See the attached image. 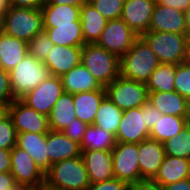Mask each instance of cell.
Listing matches in <instances>:
<instances>
[{"label":"cell","mask_w":190,"mask_h":190,"mask_svg":"<svg viewBox=\"0 0 190 190\" xmlns=\"http://www.w3.org/2000/svg\"><path fill=\"white\" fill-rule=\"evenodd\" d=\"M88 172L81 156L53 163L45 173V188L54 190H87Z\"/></svg>","instance_id":"cell-1"},{"label":"cell","mask_w":190,"mask_h":190,"mask_svg":"<svg viewBox=\"0 0 190 190\" xmlns=\"http://www.w3.org/2000/svg\"><path fill=\"white\" fill-rule=\"evenodd\" d=\"M141 37L160 63L177 65L190 60V37L187 34L148 31Z\"/></svg>","instance_id":"cell-2"},{"label":"cell","mask_w":190,"mask_h":190,"mask_svg":"<svg viewBox=\"0 0 190 190\" xmlns=\"http://www.w3.org/2000/svg\"><path fill=\"white\" fill-rule=\"evenodd\" d=\"M160 64L147 42L139 36L133 47L120 58V75L145 83Z\"/></svg>","instance_id":"cell-3"},{"label":"cell","mask_w":190,"mask_h":190,"mask_svg":"<svg viewBox=\"0 0 190 190\" xmlns=\"http://www.w3.org/2000/svg\"><path fill=\"white\" fill-rule=\"evenodd\" d=\"M80 63L102 87H106L120 75V58L97 43L82 46Z\"/></svg>","instance_id":"cell-4"},{"label":"cell","mask_w":190,"mask_h":190,"mask_svg":"<svg viewBox=\"0 0 190 190\" xmlns=\"http://www.w3.org/2000/svg\"><path fill=\"white\" fill-rule=\"evenodd\" d=\"M50 76L49 68L28 53L9 71L10 87L14 98L20 99Z\"/></svg>","instance_id":"cell-5"},{"label":"cell","mask_w":190,"mask_h":190,"mask_svg":"<svg viewBox=\"0 0 190 190\" xmlns=\"http://www.w3.org/2000/svg\"><path fill=\"white\" fill-rule=\"evenodd\" d=\"M44 31L41 9L9 6L4 13V33L28 43Z\"/></svg>","instance_id":"cell-6"},{"label":"cell","mask_w":190,"mask_h":190,"mask_svg":"<svg viewBox=\"0 0 190 190\" xmlns=\"http://www.w3.org/2000/svg\"><path fill=\"white\" fill-rule=\"evenodd\" d=\"M106 96L122 111L142 107L148 102L145 83L129 80L121 75L105 87Z\"/></svg>","instance_id":"cell-7"},{"label":"cell","mask_w":190,"mask_h":190,"mask_svg":"<svg viewBox=\"0 0 190 190\" xmlns=\"http://www.w3.org/2000/svg\"><path fill=\"white\" fill-rule=\"evenodd\" d=\"M139 37L121 18L109 20L97 44L121 58Z\"/></svg>","instance_id":"cell-8"},{"label":"cell","mask_w":190,"mask_h":190,"mask_svg":"<svg viewBox=\"0 0 190 190\" xmlns=\"http://www.w3.org/2000/svg\"><path fill=\"white\" fill-rule=\"evenodd\" d=\"M114 177L130 186L142 180L138 163V144L116 142L112 149Z\"/></svg>","instance_id":"cell-9"},{"label":"cell","mask_w":190,"mask_h":190,"mask_svg":"<svg viewBox=\"0 0 190 190\" xmlns=\"http://www.w3.org/2000/svg\"><path fill=\"white\" fill-rule=\"evenodd\" d=\"M10 173L18 186L43 188L45 185V173L31 156L18 146L11 150Z\"/></svg>","instance_id":"cell-10"},{"label":"cell","mask_w":190,"mask_h":190,"mask_svg":"<svg viewBox=\"0 0 190 190\" xmlns=\"http://www.w3.org/2000/svg\"><path fill=\"white\" fill-rule=\"evenodd\" d=\"M63 93L61 78L51 75L20 100L38 113L49 116L54 104Z\"/></svg>","instance_id":"cell-11"},{"label":"cell","mask_w":190,"mask_h":190,"mask_svg":"<svg viewBox=\"0 0 190 190\" xmlns=\"http://www.w3.org/2000/svg\"><path fill=\"white\" fill-rule=\"evenodd\" d=\"M7 113L12 118L17 134L24 132L40 134L50 131L48 116L38 113L20 99H15L7 106Z\"/></svg>","instance_id":"cell-12"},{"label":"cell","mask_w":190,"mask_h":190,"mask_svg":"<svg viewBox=\"0 0 190 190\" xmlns=\"http://www.w3.org/2000/svg\"><path fill=\"white\" fill-rule=\"evenodd\" d=\"M149 137L150 131L145 126L141 107L124 110L115 136L116 142L138 144Z\"/></svg>","instance_id":"cell-13"},{"label":"cell","mask_w":190,"mask_h":190,"mask_svg":"<svg viewBox=\"0 0 190 190\" xmlns=\"http://www.w3.org/2000/svg\"><path fill=\"white\" fill-rule=\"evenodd\" d=\"M157 0H125L121 19L139 36L148 32Z\"/></svg>","instance_id":"cell-14"},{"label":"cell","mask_w":190,"mask_h":190,"mask_svg":"<svg viewBox=\"0 0 190 190\" xmlns=\"http://www.w3.org/2000/svg\"><path fill=\"white\" fill-rule=\"evenodd\" d=\"M165 158L163 143L147 138L138 143V163L142 179H153Z\"/></svg>","instance_id":"cell-15"},{"label":"cell","mask_w":190,"mask_h":190,"mask_svg":"<svg viewBox=\"0 0 190 190\" xmlns=\"http://www.w3.org/2000/svg\"><path fill=\"white\" fill-rule=\"evenodd\" d=\"M82 46L54 45L43 62L51 75L61 77L80 64Z\"/></svg>","instance_id":"cell-16"},{"label":"cell","mask_w":190,"mask_h":190,"mask_svg":"<svg viewBox=\"0 0 190 190\" xmlns=\"http://www.w3.org/2000/svg\"><path fill=\"white\" fill-rule=\"evenodd\" d=\"M81 157L91 184L114 178L112 152L108 150H85Z\"/></svg>","instance_id":"cell-17"},{"label":"cell","mask_w":190,"mask_h":190,"mask_svg":"<svg viewBox=\"0 0 190 190\" xmlns=\"http://www.w3.org/2000/svg\"><path fill=\"white\" fill-rule=\"evenodd\" d=\"M148 31L187 34L184 12L157 3Z\"/></svg>","instance_id":"cell-18"},{"label":"cell","mask_w":190,"mask_h":190,"mask_svg":"<svg viewBox=\"0 0 190 190\" xmlns=\"http://www.w3.org/2000/svg\"><path fill=\"white\" fill-rule=\"evenodd\" d=\"M47 154L49 169L53 163L81 156L80 144L72 141L62 131L50 130L47 133Z\"/></svg>","instance_id":"cell-19"},{"label":"cell","mask_w":190,"mask_h":190,"mask_svg":"<svg viewBox=\"0 0 190 190\" xmlns=\"http://www.w3.org/2000/svg\"><path fill=\"white\" fill-rule=\"evenodd\" d=\"M148 102L162 115L190 117L189 101L176 91L149 92Z\"/></svg>","instance_id":"cell-20"},{"label":"cell","mask_w":190,"mask_h":190,"mask_svg":"<svg viewBox=\"0 0 190 190\" xmlns=\"http://www.w3.org/2000/svg\"><path fill=\"white\" fill-rule=\"evenodd\" d=\"M46 144L47 133L24 132L17 134L16 146L25 150L44 173L49 170V156Z\"/></svg>","instance_id":"cell-21"},{"label":"cell","mask_w":190,"mask_h":190,"mask_svg":"<svg viewBox=\"0 0 190 190\" xmlns=\"http://www.w3.org/2000/svg\"><path fill=\"white\" fill-rule=\"evenodd\" d=\"M64 92L75 94L93 90H105L81 63L61 77Z\"/></svg>","instance_id":"cell-22"},{"label":"cell","mask_w":190,"mask_h":190,"mask_svg":"<svg viewBox=\"0 0 190 190\" xmlns=\"http://www.w3.org/2000/svg\"><path fill=\"white\" fill-rule=\"evenodd\" d=\"M28 53L25 41L4 32L0 34V68L11 71Z\"/></svg>","instance_id":"cell-23"},{"label":"cell","mask_w":190,"mask_h":190,"mask_svg":"<svg viewBox=\"0 0 190 190\" xmlns=\"http://www.w3.org/2000/svg\"><path fill=\"white\" fill-rule=\"evenodd\" d=\"M190 177V159L165 155L154 181L162 186Z\"/></svg>","instance_id":"cell-24"},{"label":"cell","mask_w":190,"mask_h":190,"mask_svg":"<svg viewBox=\"0 0 190 190\" xmlns=\"http://www.w3.org/2000/svg\"><path fill=\"white\" fill-rule=\"evenodd\" d=\"M106 90H93L73 94L75 115L80 121L93 125L100 103Z\"/></svg>","instance_id":"cell-25"},{"label":"cell","mask_w":190,"mask_h":190,"mask_svg":"<svg viewBox=\"0 0 190 190\" xmlns=\"http://www.w3.org/2000/svg\"><path fill=\"white\" fill-rule=\"evenodd\" d=\"M79 19L82 24L84 43H97L108 20H106L88 1L81 6Z\"/></svg>","instance_id":"cell-26"},{"label":"cell","mask_w":190,"mask_h":190,"mask_svg":"<svg viewBox=\"0 0 190 190\" xmlns=\"http://www.w3.org/2000/svg\"><path fill=\"white\" fill-rule=\"evenodd\" d=\"M80 9L81 6L44 4L41 8L43 27L74 25V22H80Z\"/></svg>","instance_id":"cell-27"},{"label":"cell","mask_w":190,"mask_h":190,"mask_svg":"<svg viewBox=\"0 0 190 190\" xmlns=\"http://www.w3.org/2000/svg\"><path fill=\"white\" fill-rule=\"evenodd\" d=\"M77 119L73 94L64 92L54 104L49 116V127L53 131H64Z\"/></svg>","instance_id":"cell-28"},{"label":"cell","mask_w":190,"mask_h":190,"mask_svg":"<svg viewBox=\"0 0 190 190\" xmlns=\"http://www.w3.org/2000/svg\"><path fill=\"white\" fill-rule=\"evenodd\" d=\"M43 28L54 45L83 46L85 44L81 22H74V25H55V27Z\"/></svg>","instance_id":"cell-29"},{"label":"cell","mask_w":190,"mask_h":190,"mask_svg":"<svg viewBox=\"0 0 190 190\" xmlns=\"http://www.w3.org/2000/svg\"><path fill=\"white\" fill-rule=\"evenodd\" d=\"M190 123V117H177L174 115H162L150 131V138L161 143L177 136Z\"/></svg>","instance_id":"cell-30"},{"label":"cell","mask_w":190,"mask_h":190,"mask_svg":"<svg viewBox=\"0 0 190 190\" xmlns=\"http://www.w3.org/2000/svg\"><path fill=\"white\" fill-rule=\"evenodd\" d=\"M122 115L123 111L105 96L99 105L93 125L116 136Z\"/></svg>","instance_id":"cell-31"},{"label":"cell","mask_w":190,"mask_h":190,"mask_svg":"<svg viewBox=\"0 0 190 190\" xmlns=\"http://www.w3.org/2000/svg\"><path fill=\"white\" fill-rule=\"evenodd\" d=\"M115 136L95 125H88L80 143L81 152L85 150H108L115 147Z\"/></svg>","instance_id":"cell-32"},{"label":"cell","mask_w":190,"mask_h":190,"mask_svg":"<svg viewBox=\"0 0 190 190\" xmlns=\"http://www.w3.org/2000/svg\"><path fill=\"white\" fill-rule=\"evenodd\" d=\"M176 64L160 63L146 82L149 92L175 91Z\"/></svg>","instance_id":"cell-33"},{"label":"cell","mask_w":190,"mask_h":190,"mask_svg":"<svg viewBox=\"0 0 190 190\" xmlns=\"http://www.w3.org/2000/svg\"><path fill=\"white\" fill-rule=\"evenodd\" d=\"M165 155L190 159V124L163 143Z\"/></svg>","instance_id":"cell-34"},{"label":"cell","mask_w":190,"mask_h":190,"mask_svg":"<svg viewBox=\"0 0 190 190\" xmlns=\"http://www.w3.org/2000/svg\"><path fill=\"white\" fill-rule=\"evenodd\" d=\"M106 19H119L125 0H87Z\"/></svg>","instance_id":"cell-35"},{"label":"cell","mask_w":190,"mask_h":190,"mask_svg":"<svg viewBox=\"0 0 190 190\" xmlns=\"http://www.w3.org/2000/svg\"><path fill=\"white\" fill-rule=\"evenodd\" d=\"M28 52L30 55L34 56L41 62H44L48 53L54 46L52 41L43 31L37 34L33 39H31L28 43Z\"/></svg>","instance_id":"cell-36"},{"label":"cell","mask_w":190,"mask_h":190,"mask_svg":"<svg viewBox=\"0 0 190 190\" xmlns=\"http://www.w3.org/2000/svg\"><path fill=\"white\" fill-rule=\"evenodd\" d=\"M174 88L190 101V60L176 65Z\"/></svg>","instance_id":"cell-37"},{"label":"cell","mask_w":190,"mask_h":190,"mask_svg":"<svg viewBox=\"0 0 190 190\" xmlns=\"http://www.w3.org/2000/svg\"><path fill=\"white\" fill-rule=\"evenodd\" d=\"M17 133L11 116L6 113L0 119V148L12 150L16 146Z\"/></svg>","instance_id":"cell-38"},{"label":"cell","mask_w":190,"mask_h":190,"mask_svg":"<svg viewBox=\"0 0 190 190\" xmlns=\"http://www.w3.org/2000/svg\"><path fill=\"white\" fill-rule=\"evenodd\" d=\"M15 100L9 80V72L0 68V104L6 107Z\"/></svg>","instance_id":"cell-39"},{"label":"cell","mask_w":190,"mask_h":190,"mask_svg":"<svg viewBox=\"0 0 190 190\" xmlns=\"http://www.w3.org/2000/svg\"><path fill=\"white\" fill-rule=\"evenodd\" d=\"M131 186L118 178L90 184L87 190H129Z\"/></svg>","instance_id":"cell-40"},{"label":"cell","mask_w":190,"mask_h":190,"mask_svg":"<svg viewBox=\"0 0 190 190\" xmlns=\"http://www.w3.org/2000/svg\"><path fill=\"white\" fill-rule=\"evenodd\" d=\"M88 127L87 123L80 121L79 119H75L74 122L66 127L64 131H62L65 136H67L72 141L77 143H81L85 131Z\"/></svg>","instance_id":"cell-41"},{"label":"cell","mask_w":190,"mask_h":190,"mask_svg":"<svg viewBox=\"0 0 190 190\" xmlns=\"http://www.w3.org/2000/svg\"><path fill=\"white\" fill-rule=\"evenodd\" d=\"M145 119V126L149 131L152 130V128L155 126L157 123L158 118H161L162 113L159 112V110L150 104L149 102H146L142 107H141Z\"/></svg>","instance_id":"cell-42"},{"label":"cell","mask_w":190,"mask_h":190,"mask_svg":"<svg viewBox=\"0 0 190 190\" xmlns=\"http://www.w3.org/2000/svg\"><path fill=\"white\" fill-rule=\"evenodd\" d=\"M10 6L29 9H41L45 0H9Z\"/></svg>","instance_id":"cell-43"},{"label":"cell","mask_w":190,"mask_h":190,"mask_svg":"<svg viewBox=\"0 0 190 190\" xmlns=\"http://www.w3.org/2000/svg\"><path fill=\"white\" fill-rule=\"evenodd\" d=\"M131 187L134 190H164L163 186L153 179H142Z\"/></svg>","instance_id":"cell-44"},{"label":"cell","mask_w":190,"mask_h":190,"mask_svg":"<svg viewBox=\"0 0 190 190\" xmlns=\"http://www.w3.org/2000/svg\"><path fill=\"white\" fill-rule=\"evenodd\" d=\"M162 6L172 7L179 11L185 12L190 6V0H157Z\"/></svg>","instance_id":"cell-45"},{"label":"cell","mask_w":190,"mask_h":190,"mask_svg":"<svg viewBox=\"0 0 190 190\" xmlns=\"http://www.w3.org/2000/svg\"><path fill=\"white\" fill-rule=\"evenodd\" d=\"M17 186L10 172H0V190H14Z\"/></svg>","instance_id":"cell-46"},{"label":"cell","mask_w":190,"mask_h":190,"mask_svg":"<svg viewBox=\"0 0 190 190\" xmlns=\"http://www.w3.org/2000/svg\"><path fill=\"white\" fill-rule=\"evenodd\" d=\"M11 171V150L0 148V172Z\"/></svg>","instance_id":"cell-47"},{"label":"cell","mask_w":190,"mask_h":190,"mask_svg":"<svg viewBox=\"0 0 190 190\" xmlns=\"http://www.w3.org/2000/svg\"><path fill=\"white\" fill-rule=\"evenodd\" d=\"M164 190H190V178L163 186Z\"/></svg>","instance_id":"cell-48"},{"label":"cell","mask_w":190,"mask_h":190,"mask_svg":"<svg viewBox=\"0 0 190 190\" xmlns=\"http://www.w3.org/2000/svg\"><path fill=\"white\" fill-rule=\"evenodd\" d=\"M87 0H45V4L82 6Z\"/></svg>","instance_id":"cell-49"},{"label":"cell","mask_w":190,"mask_h":190,"mask_svg":"<svg viewBox=\"0 0 190 190\" xmlns=\"http://www.w3.org/2000/svg\"><path fill=\"white\" fill-rule=\"evenodd\" d=\"M184 18H185V23H186L187 35L190 37V6L184 12Z\"/></svg>","instance_id":"cell-50"},{"label":"cell","mask_w":190,"mask_h":190,"mask_svg":"<svg viewBox=\"0 0 190 190\" xmlns=\"http://www.w3.org/2000/svg\"><path fill=\"white\" fill-rule=\"evenodd\" d=\"M9 6V0H0V13H5Z\"/></svg>","instance_id":"cell-51"},{"label":"cell","mask_w":190,"mask_h":190,"mask_svg":"<svg viewBox=\"0 0 190 190\" xmlns=\"http://www.w3.org/2000/svg\"><path fill=\"white\" fill-rule=\"evenodd\" d=\"M14 190H43V188L29 187V186H17Z\"/></svg>","instance_id":"cell-52"},{"label":"cell","mask_w":190,"mask_h":190,"mask_svg":"<svg viewBox=\"0 0 190 190\" xmlns=\"http://www.w3.org/2000/svg\"><path fill=\"white\" fill-rule=\"evenodd\" d=\"M4 32V13H0V34Z\"/></svg>","instance_id":"cell-53"},{"label":"cell","mask_w":190,"mask_h":190,"mask_svg":"<svg viewBox=\"0 0 190 190\" xmlns=\"http://www.w3.org/2000/svg\"><path fill=\"white\" fill-rule=\"evenodd\" d=\"M7 113V107L0 104V119Z\"/></svg>","instance_id":"cell-54"},{"label":"cell","mask_w":190,"mask_h":190,"mask_svg":"<svg viewBox=\"0 0 190 190\" xmlns=\"http://www.w3.org/2000/svg\"><path fill=\"white\" fill-rule=\"evenodd\" d=\"M43 190H54V189H49V188L43 187Z\"/></svg>","instance_id":"cell-55"}]
</instances>
